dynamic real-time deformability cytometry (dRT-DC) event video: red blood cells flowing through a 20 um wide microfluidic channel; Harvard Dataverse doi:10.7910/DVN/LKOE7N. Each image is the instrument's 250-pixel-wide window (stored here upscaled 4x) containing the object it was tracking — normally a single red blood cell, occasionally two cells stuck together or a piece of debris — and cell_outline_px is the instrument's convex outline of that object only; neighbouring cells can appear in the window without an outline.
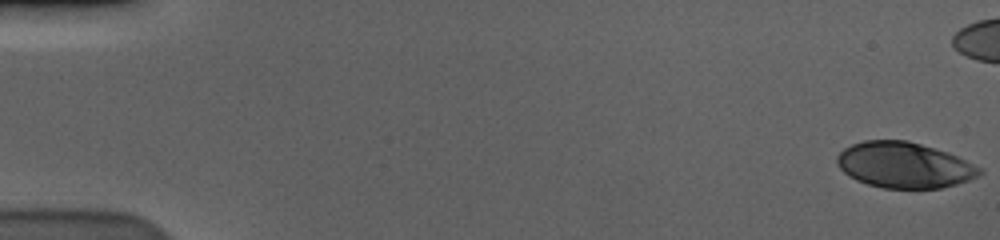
{"species": "human", "species_latin": "Homo sapiens", "temperature_condition": "cold", "stored_images_in_passage": 16, "camera_frame_rate_fps": 3000, "um_per_image_px": 0.085, "donor": {"sex": "male"}, "frame": {"image": 1, "passage_image": 1, "time_ms": 0.0, "image_size_px": [1000, 240], "cell_outline_px": [[984, 172], [968, 180], [956, 184], [940, 188], [884, 188], [868, 184], [856, 180], [848, 176], [836, 164], [836, 156], [844, 148], [852, 144], [864, 140], [908, 140], [948, 152], [984, 168]], "centroid_in_image_um": [76.86, 14.02], "position_along_channel_um": 8.1, "area_um2": 38.15}}